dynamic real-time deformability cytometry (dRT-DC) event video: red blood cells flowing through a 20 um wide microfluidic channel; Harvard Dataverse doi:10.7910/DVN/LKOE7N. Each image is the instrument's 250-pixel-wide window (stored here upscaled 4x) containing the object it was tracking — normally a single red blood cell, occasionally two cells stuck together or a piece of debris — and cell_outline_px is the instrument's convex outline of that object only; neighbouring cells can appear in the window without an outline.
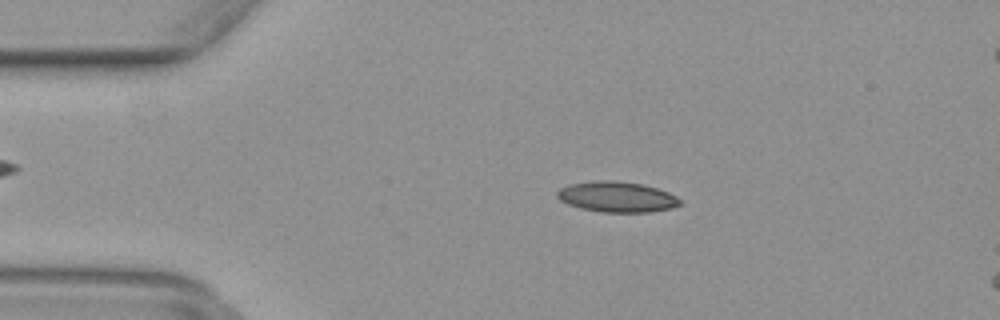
{"species": "common noctule bat (a hibernating species)", "species_latin": "Nyctalus noctula", "temperature_condition": "warm", "stored_images_in_passage": 49, "camera_frame_rate_fps": 3000, "um_per_image_px": 0.085, "animal": {"sex": "female", "body_mass_g": 29.2, "forearm_length_mm": 56.3}, "frame": {"image": 1, "passage_image": 9, "time_ms": 2.667, "image_size_px": [1000, 320], "cell_outline_px": [[680, 204], [672, 208], [648, 212], [600, 212], [580, 208], [568, 204], [560, 200], [556, 196], [556, 192], [560, 188], [568, 184], [592, 180], [616, 180], [640, 184], [656, 188], [668, 192], [676, 196], [680, 200]], "centroid_in_image_um": [52.39, 16.72], "position_along_channel_um": 32.6, "area_um2": 21.96}}
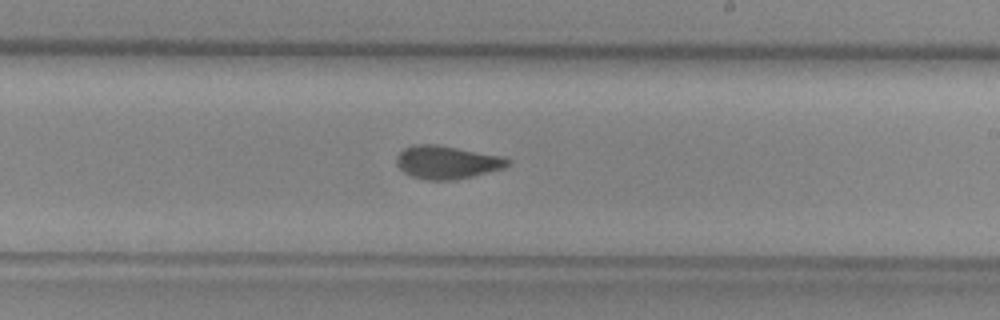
{"frame": {"image": 2, "passage_image": 28, "time_ms": 9.0, "image_size_px": [1000, 320], "cell_outline_px": [[512, 164], [504, 168], [472, 176], [452, 180], [428, 180], [412, 176], [404, 172], [396, 164], [396, 156], [404, 148], [416, 144], [436, 144], [504, 156], [512, 160]], "centroid_in_image_um": [38.02, 13.78], "position_along_channel_um": 251.0, "area_um2": 21.56}}
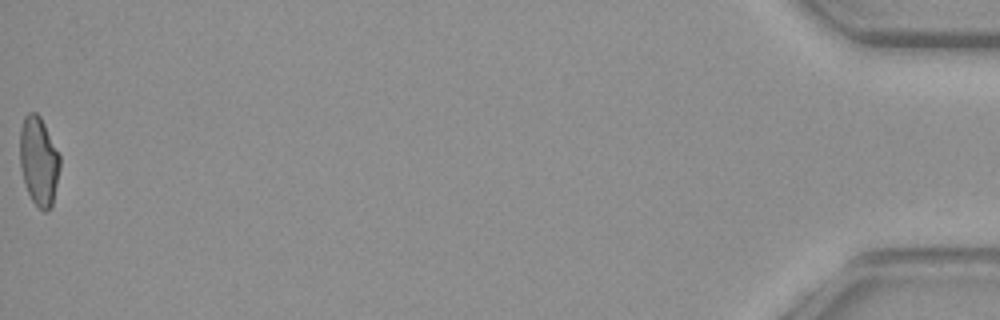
{"frame": {"image": 3, "passage_image": 49, "time_ms": 16.0, "image_size_px": [1000, 320], "cell_outline_px": [[60, 168], [52, 208], [48, 212], [44, 212], [32, 200], [28, 192], [20, 168], [20, 128], [24, 116], [28, 112], [36, 112], [40, 116], [60, 156]], "centroid_in_image_um": [3.3, 13.71], "position_along_channel_um": 431.9, "area_um2": 20.75}}